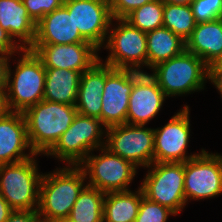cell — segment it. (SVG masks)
<instances>
[{"label":"cell","mask_w":222,"mask_h":222,"mask_svg":"<svg viewBox=\"0 0 222 222\" xmlns=\"http://www.w3.org/2000/svg\"><path fill=\"white\" fill-rule=\"evenodd\" d=\"M84 171L79 166L65 165L43 173L39 188V219L65 222L80 192L87 185Z\"/></svg>","instance_id":"1"},{"label":"cell","mask_w":222,"mask_h":222,"mask_svg":"<svg viewBox=\"0 0 222 222\" xmlns=\"http://www.w3.org/2000/svg\"><path fill=\"white\" fill-rule=\"evenodd\" d=\"M78 111L75 105L42 100L24 112L30 146L38 155H46L72 124Z\"/></svg>","instance_id":"2"},{"label":"cell","mask_w":222,"mask_h":222,"mask_svg":"<svg viewBox=\"0 0 222 222\" xmlns=\"http://www.w3.org/2000/svg\"><path fill=\"white\" fill-rule=\"evenodd\" d=\"M18 54L15 69L9 66L5 103L7 111L24 112L43 100L46 72L42 60L30 49Z\"/></svg>","instance_id":"3"},{"label":"cell","mask_w":222,"mask_h":222,"mask_svg":"<svg viewBox=\"0 0 222 222\" xmlns=\"http://www.w3.org/2000/svg\"><path fill=\"white\" fill-rule=\"evenodd\" d=\"M155 67L158 85L169 98L202 91L207 80L210 81V67L186 49Z\"/></svg>","instance_id":"4"},{"label":"cell","mask_w":222,"mask_h":222,"mask_svg":"<svg viewBox=\"0 0 222 222\" xmlns=\"http://www.w3.org/2000/svg\"><path fill=\"white\" fill-rule=\"evenodd\" d=\"M105 138L106 127L99 118L77 113L72 124L46 156L70 166H78L92 151L105 147Z\"/></svg>","instance_id":"5"},{"label":"cell","mask_w":222,"mask_h":222,"mask_svg":"<svg viewBox=\"0 0 222 222\" xmlns=\"http://www.w3.org/2000/svg\"><path fill=\"white\" fill-rule=\"evenodd\" d=\"M39 156L0 165V195L13 210H37L43 173L38 171Z\"/></svg>","instance_id":"6"},{"label":"cell","mask_w":222,"mask_h":222,"mask_svg":"<svg viewBox=\"0 0 222 222\" xmlns=\"http://www.w3.org/2000/svg\"><path fill=\"white\" fill-rule=\"evenodd\" d=\"M99 155L93 151L78 165L88 180L87 185L104 193L131 190L130 184L135 179L137 167L111 153L106 147L98 149ZM89 176V177H88Z\"/></svg>","instance_id":"7"},{"label":"cell","mask_w":222,"mask_h":222,"mask_svg":"<svg viewBox=\"0 0 222 222\" xmlns=\"http://www.w3.org/2000/svg\"><path fill=\"white\" fill-rule=\"evenodd\" d=\"M139 185L144 197L172 210L176 216L186 207L184 192V163L153 162L146 167Z\"/></svg>","instance_id":"8"},{"label":"cell","mask_w":222,"mask_h":222,"mask_svg":"<svg viewBox=\"0 0 222 222\" xmlns=\"http://www.w3.org/2000/svg\"><path fill=\"white\" fill-rule=\"evenodd\" d=\"M105 147L138 169L154 162V128L121 124L106 128Z\"/></svg>","instance_id":"9"},{"label":"cell","mask_w":222,"mask_h":222,"mask_svg":"<svg viewBox=\"0 0 222 222\" xmlns=\"http://www.w3.org/2000/svg\"><path fill=\"white\" fill-rule=\"evenodd\" d=\"M184 192L190 200L215 198L222 194V155L204 149L184 162Z\"/></svg>","instance_id":"10"},{"label":"cell","mask_w":222,"mask_h":222,"mask_svg":"<svg viewBox=\"0 0 222 222\" xmlns=\"http://www.w3.org/2000/svg\"><path fill=\"white\" fill-rule=\"evenodd\" d=\"M113 20L106 41L101 47L108 49L109 55L105 61L101 57L99 60L114 69L123 64L147 63L146 33L131 25L124 18Z\"/></svg>","instance_id":"11"},{"label":"cell","mask_w":222,"mask_h":222,"mask_svg":"<svg viewBox=\"0 0 222 222\" xmlns=\"http://www.w3.org/2000/svg\"><path fill=\"white\" fill-rule=\"evenodd\" d=\"M178 111L164 126L154 129V162L184 163L200 154L187 155L191 138L190 107L184 105Z\"/></svg>","instance_id":"12"},{"label":"cell","mask_w":222,"mask_h":222,"mask_svg":"<svg viewBox=\"0 0 222 222\" xmlns=\"http://www.w3.org/2000/svg\"><path fill=\"white\" fill-rule=\"evenodd\" d=\"M63 6L80 34L100 50L113 20L109 0H64Z\"/></svg>","instance_id":"13"},{"label":"cell","mask_w":222,"mask_h":222,"mask_svg":"<svg viewBox=\"0 0 222 222\" xmlns=\"http://www.w3.org/2000/svg\"><path fill=\"white\" fill-rule=\"evenodd\" d=\"M29 49L42 60L45 68L80 73L89 70L99 60L98 52L101 51L92 43L32 45Z\"/></svg>","instance_id":"14"},{"label":"cell","mask_w":222,"mask_h":222,"mask_svg":"<svg viewBox=\"0 0 222 222\" xmlns=\"http://www.w3.org/2000/svg\"><path fill=\"white\" fill-rule=\"evenodd\" d=\"M35 155L23 112L6 111L0 116V165L20 162Z\"/></svg>","instance_id":"15"},{"label":"cell","mask_w":222,"mask_h":222,"mask_svg":"<svg viewBox=\"0 0 222 222\" xmlns=\"http://www.w3.org/2000/svg\"><path fill=\"white\" fill-rule=\"evenodd\" d=\"M132 89L117 69L105 64L101 122L106 128L126 123Z\"/></svg>","instance_id":"16"},{"label":"cell","mask_w":222,"mask_h":222,"mask_svg":"<svg viewBox=\"0 0 222 222\" xmlns=\"http://www.w3.org/2000/svg\"><path fill=\"white\" fill-rule=\"evenodd\" d=\"M90 43L75 27L72 14L62 6L46 14L36 24V35L33 45Z\"/></svg>","instance_id":"17"},{"label":"cell","mask_w":222,"mask_h":222,"mask_svg":"<svg viewBox=\"0 0 222 222\" xmlns=\"http://www.w3.org/2000/svg\"><path fill=\"white\" fill-rule=\"evenodd\" d=\"M0 26L22 49L33 45L36 23L30 18L22 0H0Z\"/></svg>","instance_id":"18"},{"label":"cell","mask_w":222,"mask_h":222,"mask_svg":"<svg viewBox=\"0 0 222 222\" xmlns=\"http://www.w3.org/2000/svg\"><path fill=\"white\" fill-rule=\"evenodd\" d=\"M105 85V64L98 60L81 74L76 109L80 115L101 120L102 93Z\"/></svg>","instance_id":"19"},{"label":"cell","mask_w":222,"mask_h":222,"mask_svg":"<svg viewBox=\"0 0 222 222\" xmlns=\"http://www.w3.org/2000/svg\"><path fill=\"white\" fill-rule=\"evenodd\" d=\"M186 50L211 67L222 55V18L196 23Z\"/></svg>","instance_id":"20"},{"label":"cell","mask_w":222,"mask_h":222,"mask_svg":"<svg viewBox=\"0 0 222 222\" xmlns=\"http://www.w3.org/2000/svg\"><path fill=\"white\" fill-rule=\"evenodd\" d=\"M167 98L159 86L133 88L129 96L126 123L147 125L161 111Z\"/></svg>","instance_id":"21"},{"label":"cell","mask_w":222,"mask_h":222,"mask_svg":"<svg viewBox=\"0 0 222 222\" xmlns=\"http://www.w3.org/2000/svg\"><path fill=\"white\" fill-rule=\"evenodd\" d=\"M43 100L76 105L81 74L75 70L45 68Z\"/></svg>","instance_id":"22"},{"label":"cell","mask_w":222,"mask_h":222,"mask_svg":"<svg viewBox=\"0 0 222 222\" xmlns=\"http://www.w3.org/2000/svg\"><path fill=\"white\" fill-rule=\"evenodd\" d=\"M143 197L140 186L134 191L106 193L103 203L104 222H135Z\"/></svg>","instance_id":"23"},{"label":"cell","mask_w":222,"mask_h":222,"mask_svg":"<svg viewBox=\"0 0 222 222\" xmlns=\"http://www.w3.org/2000/svg\"><path fill=\"white\" fill-rule=\"evenodd\" d=\"M147 63L157 65L180 55L186 49V42L162 26L146 33Z\"/></svg>","instance_id":"24"},{"label":"cell","mask_w":222,"mask_h":222,"mask_svg":"<svg viewBox=\"0 0 222 222\" xmlns=\"http://www.w3.org/2000/svg\"><path fill=\"white\" fill-rule=\"evenodd\" d=\"M105 195L101 190L86 185L65 222H102Z\"/></svg>","instance_id":"25"},{"label":"cell","mask_w":222,"mask_h":222,"mask_svg":"<svg viewBox=\"0 0 222 222\" xmlns=\"http://www.w3.org/2000/svg\"><path fill=\"white\" fill-rule=\"evenodd\" d=\"M163 26L186 42L196 26L191 6L164 4Z\"/></svg>","instance_id":"26"},{"label":"cell","mask_w":222,"mask_h":222,"mask_svg":"<svg viewBox=\"0 0 222 222\" xmlns=\"http://www.w3.org/2000/svg\"><path fill=\"white\" fill-rule=\"evenodd\" d=\"M164 4L154 0L135 9L124 19L142 32H150L163 26Z\"/></svg>","instance_id":"27"},{"label":"cell","mask_w":222,"mask_h":222,"mask_svg":"<svg viewBox=\"0 0 222 222\" xmlns=\"http://www.w3.org/2000/svg\"><path fill=\"white\" fill-rule=\"evenodd\" d=\"M149 68L152 73L143 71L142 68ZM120 74L124 77V80L132 86V88L140 86H159L158 85V73L155 65L148 63L137 64H123L116 68Z\"/></svg>","instance_id":"28"},{"label":"cell","mask_w":222,"mask_h":222,"mask_svg":"<svg viewBox=\"0 0 222 222\" xmlns=\"http://www.w3.org/2000/svg\"><path fill=\"white\" fill-rule=\"evenodd\" d=\"M176 214L169 208L143 197L135 222H167L169 216Z\"/></svg>","instance_id":"29"},{"label":"cell","mask_w":222,"mask_h":222,"mask_svg":"<svg viewBox=\"0 0 222 222\" xmlns=\"http://www.w3.org/2000/svg\"><path fill=\"white\" fill-rule=\"evenodd\" d=\"M190 6L196 23L222 18V0H194Z\"/></svg>","instance_id":"30"},{"label":"cell","mask_w":222,"mask_h":222,"mask_svg":"<svg viewBox=\"0 0 222 222\" xmlns=\"http://www.w3.org/2000/svg\"><path fill=\"white\" fill-rule=\"evenodd\" d=\"M30 18L37 24L46 14L63 6L64 0H22Z\"/></svg>","instance_id":"31"},{"label":"cell","mask_w":222,"mask_h":222,"mask_svg":"<svg viewBox=\"0 0 222 222\" xmlns=\"http://www.w3.org/2000/svg\"><path fill=\"white\" fill-rule=\"evenodd\" d=\"M154 0H109L113 19L125 18L135 9Z\"/></svg>","instance_id":"32"},{"label":"cell","mask_w":222,"mask_h":222,"mask_svg":"<svg viewBox=\"0 0 222 222\" xmlns=\"http://www.w3.org/2000/svg\"><path fill=\"white\" fill-rule=\"evenodd\" d=\"M22 48L15 42L8 32L0 26V53L1 54H17Z\"/></svg>","instance_id":"33"},{"label":"cell","mask_w":222,"mask_h":222,"mask_svg":"<svg viewBox=\"0 0 222 222\" xmlns=\"http://www.w3.org/2000/svg\"><path fill=\"white\" fill-rule=\"evenodd\" d=\"M37 210H14L5 222H36Z\"/></svg>","instance_id":"34"},{"label":"cell","mask_w":222,"mask_h":222,"mask_svg":"<svg viewBox=\"0 0 222 222\" xmlns=\"http://www.w3.org/2000/svg\"><path fill=\"white\" fill-rule=\"evenodd\" d=\"M15 54H1L0 53V89H6L9 66L11 64L10 58Z\"/></svg>","instance_id":"35"},{"label":"cell","mask_w":222,"mask_h":222,"mask_svg":"<svg viewBox=\"0 0 222 222\" xmlns=\"http://www.w3.org/2000/svg\"><path fill=\"white\" fill-rule=\"evenodd\" d=\"M210 81L222 98V70H210Z\"/></svg>","instance_id":"36"},{"label":"cell","mask_w":222,"mask_h":222,"mask_svg":"<svg viewBox=\"0 0 222 222\" xmlns=\"http://www.w3.org/2000/svg\"><path fill=\"white\" fill-rule=\"evenodd\" d=\"M13 211L7 201L0 195V222H5Z\"/></svg>","instance_id":"37"},{"label":"cell","mask_w":222,"mask_h":222,"mask_svg":"<svg viewBox=\"0 0 222 222\" xmlns=\"http://www.w3.org/2000/svg\"><path fill=\"white\" fill-rule=\"evenodd\" d=\"M163 4L191 5L194 0H160Z\"/></svg>","instance_id":"38"},{"label":"cell","mask_w":222,"mask_h":222,"mask_svg":"<svg viewBox=\"0 0 222 222\" xmlns=\"http://www.w3.org/2000/svg\"><path fill=\"white\" fill-rule=\"evenodd\" d=\"M7 111L5 103V89H0V116Z\"/></svg>","instance_id":"39"},{"label":"cell","mask_w":222,"mask_h":222,"mask_svg":"<svg viewBox=\"0 0 222 222\" xmlns=\"http://www.w3.org/2000/svg\"><path fill=\"white\" fill-rule=\"evenodd\" d=\"M210 70H222V55H221V57L210 67Z\"/></svg>","instance_id":"40"},{"label":"cell","mask_w":222,"mask_h":222,"mask_svg":"<svg viewBox=\"0 0 222 222\" xmlns=\"http://www.w3.org/2000/svg\"><path fill=\"white\" fill-rule=\"evenodd\" d=\"M36 222H48V221H44V220L38 219Z\"/></svg>","instance_id":"41"}]
</instances>
